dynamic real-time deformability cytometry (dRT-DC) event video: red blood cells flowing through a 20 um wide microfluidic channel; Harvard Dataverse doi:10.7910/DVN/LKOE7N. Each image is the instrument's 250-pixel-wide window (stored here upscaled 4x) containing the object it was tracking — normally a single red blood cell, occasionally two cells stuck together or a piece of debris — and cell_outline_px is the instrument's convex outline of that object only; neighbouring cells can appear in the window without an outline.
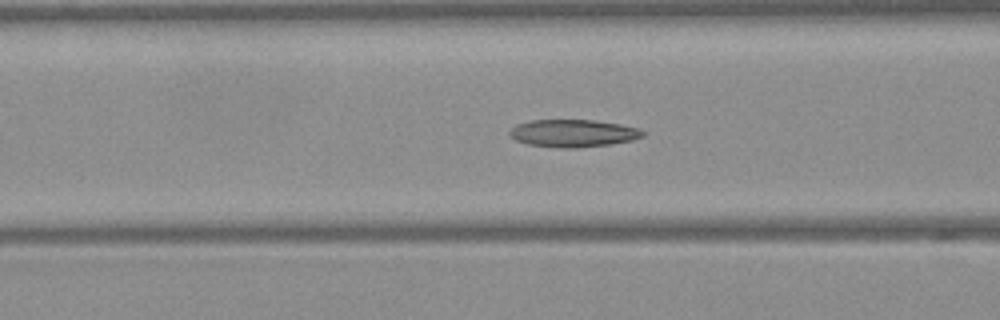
{"species": "Egyptian fruit bat (a non-hibernating species)", "species_latin": "Rousettus aegyptiacus", "temperature_condition": "warm", "stored_images_in_passage": 49, "camera_frame_rate_fps": 3000, "um_per_image_px": 0.085, "frame": {"image": 1, "passage_image": 19, "time_ms": 6.0, "image_size_px": [1000, 320], "cell_outline_px": [[644, 136], [632, 140], [612, 144], [576, 148], [568, 148], [528, 144], [516, 140], [508, 132], [516, 124], [532, 120], [592, 120], [620, 124], [640, 128], [644, 132]], "centroid_in_image_um": [48.75, 11.32], "position_along_channel_um": 117.9, "area_um2": 21.21}}
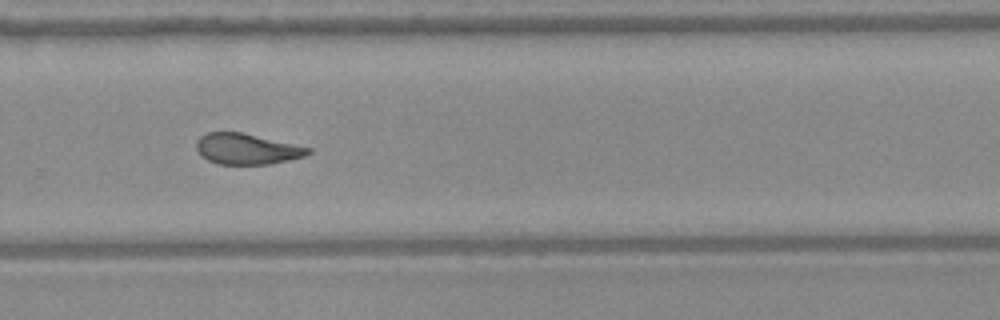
{"frame": {"image": 2, "passage_image": 33, "time_ms": 10.667, "image_size_px": [1000, 320], "cell_outline_px": [[312, 152], [304, 156], [288, 160], [268, 164], [216, 164], [200, 156], [196, 148], [196, 140], [200, 136], [208, 132], [240, 132], [312, 148]], "centroid_in_image_um": [20.94, 12.66], "position_along_channel_um": 308.9, "area_um2": 20.0}}
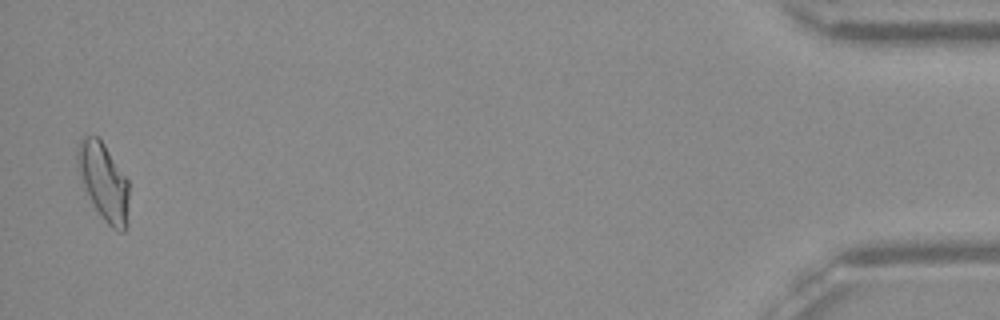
{"frame": {"image": 3, "passage_image": 48, "time_ms": 15.667, "image_size_px": [1000, 320], "cell_outline_px": [[128, 224], [124, 232], [120, 232], [112, 228], [104, 220], [96, 208], [84, 188], [76, 160], [76, 148], [80, 140], [84, 136], [96, 136], [104, 144], [128, 180]], "centroid_in_image_um": [8.81, 15.45], "position_along_channel_um": 426.4, "area_um2": 23.0}, "authors_computed_cell_mechanics": {"area_um2": 21.1548, "velocity_mm_per_s": 4.0869, "shape_relaxation_time_tau1_ms": null, "shape_relaxation_time_tau2_ms": 2.7065, "deformation_change_tau1": null, "deformation_change_tau2": 0.1073}}